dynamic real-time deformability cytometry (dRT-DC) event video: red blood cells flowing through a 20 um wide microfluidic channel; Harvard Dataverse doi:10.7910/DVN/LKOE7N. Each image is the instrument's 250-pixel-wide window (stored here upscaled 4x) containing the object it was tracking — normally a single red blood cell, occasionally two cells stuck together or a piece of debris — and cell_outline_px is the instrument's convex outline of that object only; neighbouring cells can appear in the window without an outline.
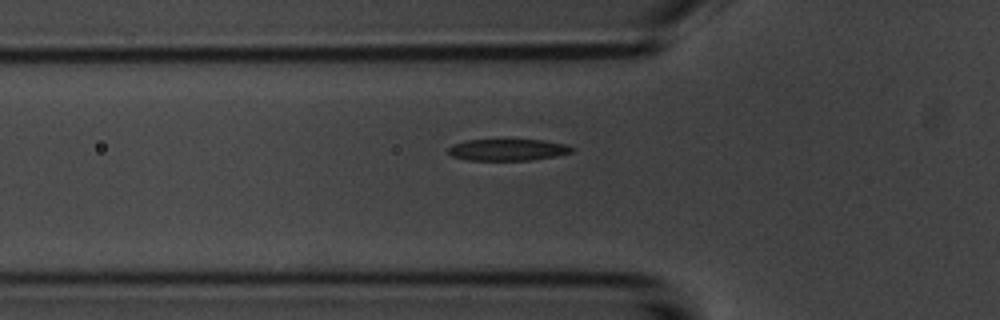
{"species": "common noctule bat (a hibernating species)", "species_latin": "Nyctalus noctula", "temperature_condition": "room temperature", "stored_images_in_passage": 41, "camera_frame_rate_fps": 3000, "um_per_image_px": 0.085, "animal": {"sex": "male", "body_mass_g": 20.1, "forearm_length_mm": 53.5}, "frame": {"image": 1, "passage_image": 6, "time_ms": 1.667, "image_size_px": [1000, 320], "cell_outline_px": [[572, 152], [556, 156], [532, 160], [468, 160], [452, 156], [448, 152], [448, 148], [452, 144], [464, 140], [544, 140], [568, 144], [572, 148]], "centroid_in_image_um": [43.15, 12.73], "position_along_channel_um": 82.6, "area_um2": 15.61}}
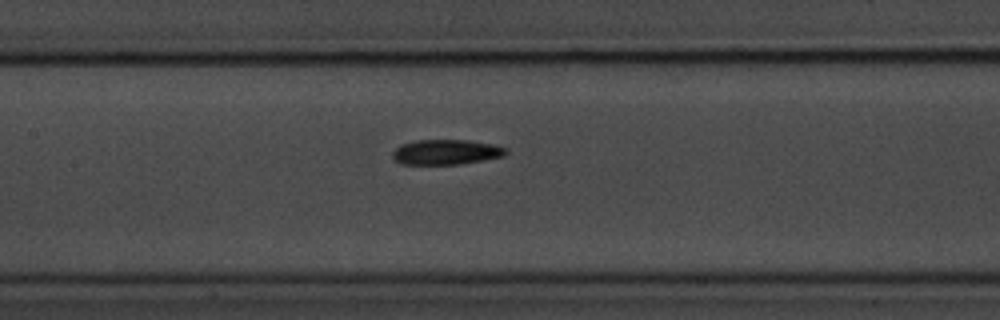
{"frame": {"image": 2, "passage_image": 13, "time_ms": 4.0, "image_size_px": [1000, 320], "cell_outline_px": [[508, 152], [504, 156], [484, 160], [460, 164], [400, 164], [392, 160], [392, 152], [400, 144], [416, 140], [468, 140], [496, 144], [508, 148]], "centroid_in_image_um": [37.92, 12.92], "position_along_channel_um": 169.5, "area_um2": 16.88}}
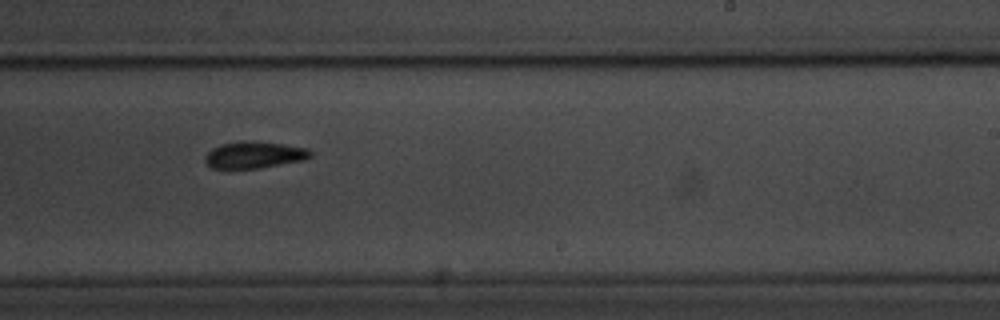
{"frame": {"image": 3, "passage_image": 21, "time_ms": 6.667, "image_size_px": [1000, 320], "cell_outline_px": [[312, 156], [308, 160], [260, 168], [212, 168], [204, 160], [204, 156], [212, 148], [220, 144], [244, 140], [280, 144], [308, 148], [312, 152]], "centroid_in_image_um": [21.64, 13.17], "position_along_channel_um": 267.4, "area_um2": 16.53}, "authors_computed_cell_mechanics": {"area_um2": 16.1262, "velocity_mm_per_s": 3.6751, "shape_relaxation_time_tau1_ms": 2.0511, "shape_relaxation_time_tau2_ms": 2.8923, "deformation_change_tau1": 0.119, "deformation_change_tau2": 0.0927}}